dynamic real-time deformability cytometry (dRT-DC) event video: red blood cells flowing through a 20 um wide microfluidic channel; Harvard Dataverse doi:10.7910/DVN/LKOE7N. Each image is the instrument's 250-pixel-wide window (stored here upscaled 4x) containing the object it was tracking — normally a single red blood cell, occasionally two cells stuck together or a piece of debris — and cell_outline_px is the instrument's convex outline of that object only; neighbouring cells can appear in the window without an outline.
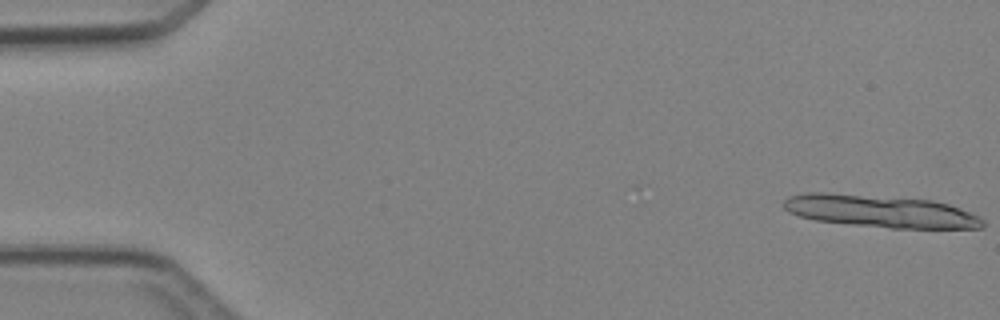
{"species": "Egyptian fruit bat (a non-hibernating species)", "species_latin": "Rousettus aegyptiacus", "temperature_condition": "cold", "stored_images_in_passage": 5, "segment_of_instrument_passage": [1, 2], "camera_frame_rate_fps": 3000, "um_per_image_px": 0.085, "animal": {"sex": "female"}, "frame": {"image": 1, "passage_image": 1, "time_ms": 0.0, "image_size_px": [1000, 320], "cell_outline_px": [[984, 228], [892, 228], [852, 224], [816, 220], [800, 216], [788, 212], [780, 204], [788, 196], [804, 192], [828, 192], [932, 200], [948, 204], [960, 208], [980, 216], [984, 220]], "centroid_in_image_um": [74.81, 17.94], "position_along_channel_um": 10.2, "area_um2": 37.69}}